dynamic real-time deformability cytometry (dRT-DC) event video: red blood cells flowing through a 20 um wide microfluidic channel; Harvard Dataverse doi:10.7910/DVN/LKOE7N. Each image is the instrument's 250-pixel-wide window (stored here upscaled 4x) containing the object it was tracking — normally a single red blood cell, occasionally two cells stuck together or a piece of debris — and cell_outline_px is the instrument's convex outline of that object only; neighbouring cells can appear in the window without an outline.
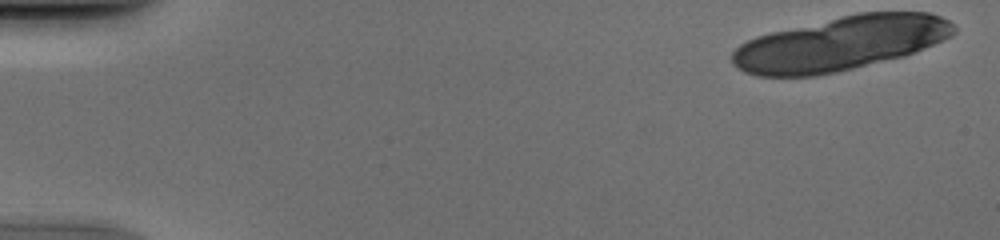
{"species": "human", "species_latin": "Homo sapiens", "temperature_condition": "cold", "stored_images_in_passage": 19, "camera_frame_rate_fps": 3000, "um_per_image_px": 0.085, "donor": {"sex": "male"}, "frame": {"image": 1, "passage_image": 1, "time_ms": 0.0, "image_size_px": [1000, 240], "cell_outline_px": [[956, 32], [952, 36], [916, 52], [904, 56], [836, 72], [816, 76], [756, 76], [744, 72], [732, 64], [732, 52], [740, 44], [756, 36], [772, 32], [856, 12], [928, 12], [940, 16], [948, 20], [956, 28]], "centroid_in_image_um": [71.45, 3.69], "position_along_channel_um": 13.6, "area_um2": 69.94}}
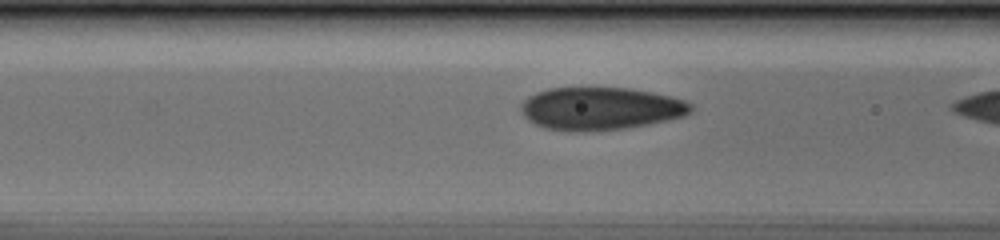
{"frame": {"image": 2, "passage_image": 18, "time_ms": 5.667, "image_size_px": [1000, 240], "cell_outline_px": [[692, 112], [684, 116], [668, 120], [648, 124], [624, 128], [544, 128], [528, 120], [524, 116], [520, 108], [520, 104], [528, 96], [536, 92], [548, 88], [628, 88], [652, 92], [684, 100], [692, 104]], "centroid_in_image_um": [51.07, 9.18], "position_along_channel_um": 115.5, "area_um2": 41.1}}